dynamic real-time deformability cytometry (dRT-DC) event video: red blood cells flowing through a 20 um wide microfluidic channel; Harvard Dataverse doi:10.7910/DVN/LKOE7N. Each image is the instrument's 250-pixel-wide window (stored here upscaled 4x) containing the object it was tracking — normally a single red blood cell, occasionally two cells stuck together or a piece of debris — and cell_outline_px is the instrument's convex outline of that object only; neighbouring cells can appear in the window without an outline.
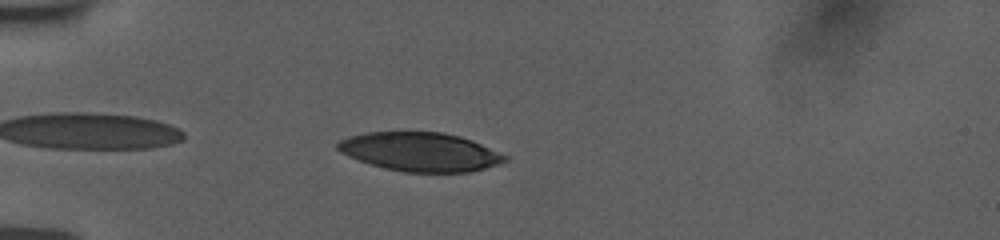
{"species": "human", "species_latin": "Homo sapiens", "temperature_condition": "room temperature", "stored_images_in_passage": 42, "camera_frame_rate_fps": 3000, "um_per_image_px": 0.085, "donor": {"sex": "female"}, "frame": {"image": 1, "passage_image": 3, "time_ms": 0.667, "image_size_px": [1000, 240], "cell_outline_px": [[508, 160], [484, 168], [468, 172], [404, 172], [384, 168], [348, 156], [340, 152], [336, 148], [336, 144], [340, 140], [348, 136], [368, 132], [444, 132], [460, 136], [472, 140], [508, 156]], "centroid_in_image_um": [35.7, 12.9], "position_along_channel_um": 49.3, "area_um2": 37.69}}
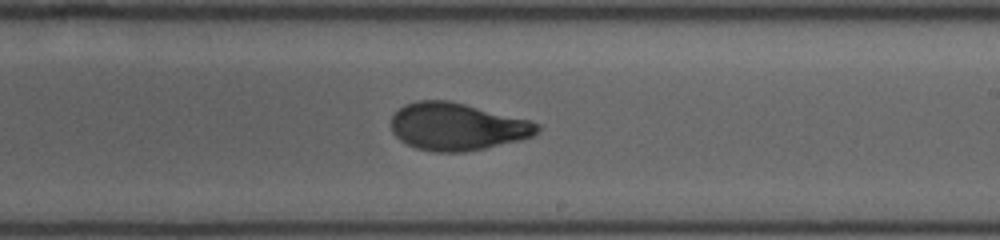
{"frame": {"image": 2, "passage_image": 21, "time_ms": 6.667, "image_size_px": [1000, 240], "cell_outline_px": [[540, 128], [532, 136], [520, 140], [484, 148], [464, 152], [436, 152], [416, 148], [400, 140], [392, 132], [392, 116], [404, 104], [416, 100], [448, 100], [528, 120], [540, 124]], "centroid_in_image_um": [38.82, 10.76], "position_along_channel_um": 250.2, "area_um2": 40.0}}
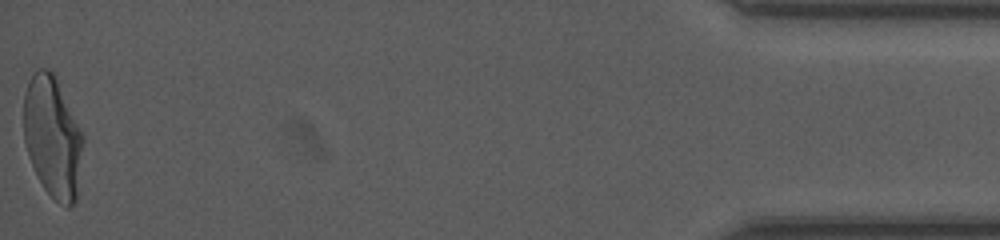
{"frame": {"image": 3, "passage_image": 42, "time_ms": 13.667, "image_size_px": [1000, 240], "cell_outline_px": [[84, 140], [76, 200], [68, 208], [60, 204], [44, 188], [28, 156], [24, 140], [24, 92], [32, 76], [40, 68], [48, 68], [52, 72], [84, 136]], "centroid_in_image_um": [4.47, 11.68], "position_along_channel_um": 430.7, "area_um2": 41.33}, "authors_computed_cell_mechanics": {"area_um2": 40.3733, "velocity_mm_per_s": 3.7802, "shape_relaxation_time_tau1_ms": 5.1689, "shape_relaxation_time_tau2_ms": 1.29, "deformation_change_tau1": 0.1987, "deformation_change_tau2": 0.0719}}